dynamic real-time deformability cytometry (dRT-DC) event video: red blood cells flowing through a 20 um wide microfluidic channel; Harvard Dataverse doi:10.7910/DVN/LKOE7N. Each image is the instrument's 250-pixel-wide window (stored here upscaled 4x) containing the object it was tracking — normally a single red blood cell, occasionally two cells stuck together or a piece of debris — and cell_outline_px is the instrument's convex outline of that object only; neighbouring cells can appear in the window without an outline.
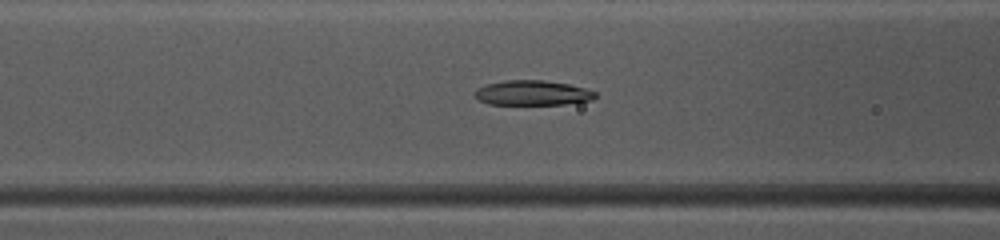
{"species": "common noctule bat (a hibernating species)", "species_latin": "Nyctalus noctula", "temperature_condition": "warm", "stored_images_in_passage": 50, "camera_frame_rate_fps": 3000, "um_per_image_px": 0.085, "animal": {"sex": "female", "body_mass_g": 10.0, "forearm_length_mm": 53.1}, "frame": {"image": 1, "passage_image": 21, "time_ms": 6.667, "image_size_px": [1000, 240], "cell_outline_px": [[596, 96], [592, 100], [564, 104], [488, 104], [472, 96], [476, 88], [488, 84], [508, 80], [544, 80], [568, 84], [584, 88], [596, 92]], "centroid_in_image_um": [45.23, 7.9], "position_along_channel_um": 121.4, "area_um2": 17.4}}
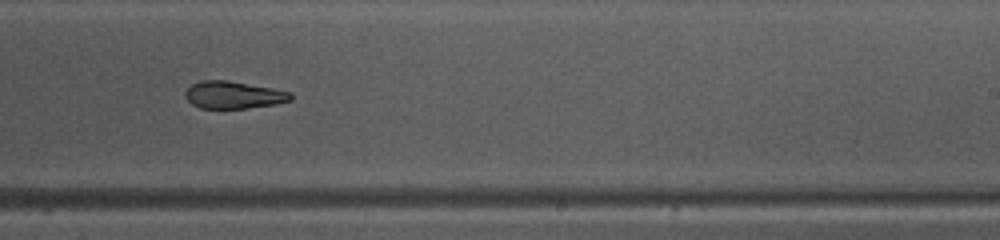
{"frame": {"image": 2, "passage_image": 32, "time_ms": 10.333, "image_size_px": [1000, 240], "cell_outline_px": [[292, 100], [276, 104], [248, 108], [200, 108], [192, 104], [184, 96], [184, 92], [192, 84], [200, 80], [224, 80], [272, 88], [292, 92]], "centroid_in_image_um": [19.84, 8.07], "position_along_channel_um": 269.2, "area_um2": 16.76}}
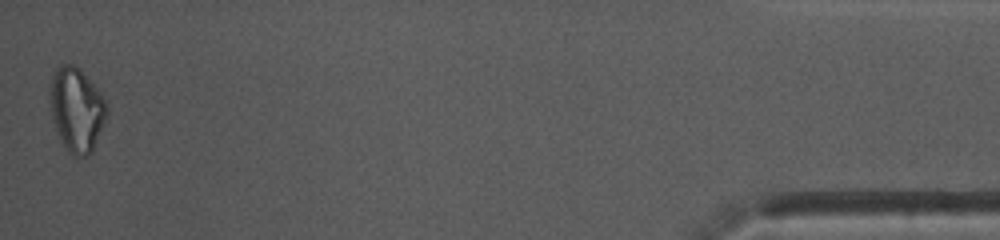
{"frame": {"image": 3, "passage_image": 50, "time_ms": 16.333, "image_size_px": [1000, 240], "cell_outline_px": [[108, 116], [92, 152], [88, 156], [72, 156], [64, 148], [60, 140], [52, 116], [52, 76], [56, 68], [60, 64], [72, 64], [80, 68], [100, 92], [108, 104]], "centroid_in_image_um": [6.57, 9.35], "position_along_channel_um": 428.6, "area_um2": 27.74}, "authors_computed_cell_mechanics": {"area_um2": 18.7272, "velocity_mm_per_s": 4.0197, "shape_relaxation_time_tau1_ms": 4.9767, "shape_relaxation_time_tau2_ms": 8.1002, "deformation_change_tau1": 0.1542, "deformation_change_tau2": 0.1786}}